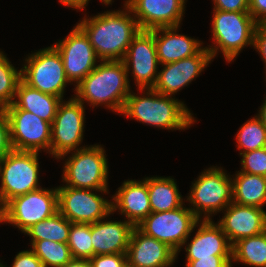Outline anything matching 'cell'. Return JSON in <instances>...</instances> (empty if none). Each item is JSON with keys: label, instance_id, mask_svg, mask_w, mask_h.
Segmentation results:
<instances>
[{"label": "cell", "instance_id": "obj_8", "mask_svg": "<svg viewBox=\"0 0 266 267\" xmlns=\"http://www.w3.org/2000/svg\"><path fill=\"white\" fill-rule=\"evenodd\" d=\"M21 68V79L39 91L64 98L65 88L70 83L65 74L62 58L51 45L29 53Z\"/></svg>", "mask_w": 266, "mask_h": 267}, {"label": "cell", "instance_id": "obj_44", "mask_svg": "<svg viewBox=\"0 0 266 267\" xmlns=\"http://www.w3.org/2000/svg\"><path fill=\"white\" fill-rule=\"evenodd\" d=\"M5 205L3 204L1 198H0V223H5V211H4Z\"/></svg>", "mask_w": 266, "mask_h": 267}, {"label": "cell", "instance_id": "obj_17", "mask_svg": "<svg viewBox=\"0 0 266 267\" xmlns=\"http://www.w3.org/2000/svg\"><path fill=\"white\" fill-rule=\"evenodd\" d=\"M213 61L209 50L203 47L196 55L163 64L153 89L163 95H175L188 86Z\"/></svg>", "mask_w": 266, "mask_h": 267}, {"label": "cell", "instance_id": "obj_30", "mask_svg": "<svg viewBox=\"0 0 266 267\" xmlns=\"http://www.w3.org/2000/svg\"><path fill=\"white\" fill-rule=\"evenodd\" d=\"M31 250L45 267H63L73 258L67 243L41 240L36 241Z\"/></svg>", "mask_w": 266, "mask_h": 267}, {"label": "cell", "instance_id": "obj_3", "mask_svg": "<svg viewBox=\"0 0 266 267\" xmlns=\"http://www.w3.org/2000/svg\"><path fill=\"white\" fill-rule=\"evenodd\" d=\"M138 90L142 95L131 91L121 115L142 124L172 131L186 130L197 122L185 103L175 99V96L163 95L153 88Z\"/></svg>", "mask_w": 266, "mask_h": 267}, {"label": "cell", "instance_id": "obj_1", "mask_svg": "<svg viewBox=\"0 0 266 267\" xmlns=\"http://www.w3.org/2000/svg\"><path fill=\"white\" fill-rule=\"evenodd\" d=\"M123 7L89 18L86 15L77 23L100 60H123L131 41L141 30L128 6Z\"/></svg>", "mask_w": 266, "mask_h": 267}, {"label": "cell", "instance_id": "obj_22", "mask_svg": "<svg viewBox=\"0 0 266 267\" xmlns=\"http://www.w3.org/2000/svg\"><path fill=\"white\" fill-rule=\"evenodd\" d=\"M179 28L180 26H171L152 30L159 65L192 57L203 48L202 41L178 34Z\"/></svg>", "mask_w": 266, "mask_h": 267}, {"label": "cell", "instance_id": "obj_15", "mask_svg": "<svg viewBox=\"0 0 266 267\" xmlns=\"http://www.w3.org/2000/svg\"><path fill=\"white\" fill-rule=\"evenodd\" d=\"M122 61L125 64L128 77L130 73L133 76L137 89L153 88L159 72L154 32L152 30H140L131 41Z\"/></svg>", "mask_w": 266, "mask_h": 267}, {"label": "cell", "instance_id": "obj_45", "mask_svg": "<svg viewBox=\"0 0 266 267\" xmlns=\"http://www.w3.org/2000/svg\"><path fill=\"white\" fill-rule=\"evenodd\" d=\"M101 1V3H103L104 5H112V2L114 1V0H100Z\"/></svg>", "mask_w": 266, "mask_h": 267}, {"label": "cell", "instance_id": "obj_34", "mask_svg": "<svg viewBox=\"0 0 266 267\" xmlns=\"http://www.w3.org/2000/svg\"><path fill=\"white\" fill-rule=\"evenodd\" d=\"M89 261L91 267H128L127 253L94 255Z\"/></svg>", "mask_w": 266, "mask_h": 267}, {"label": "cell", "instance_id": "obj_7", "mask_svg": "<svg viewBox=\"0 0 266 267\" xmlns=\"http://www.w3.org/2000/svg\"><path fill=\"white\" fill-rule=\"evenodd\" d=\"M39 153L12 150L0 158V198L9 200L41 188L39 183Z\"/></svg>", "mask_w": 266, "mask_h": 267}, {"label": "cell", "instance_id": "obj_21", "mask_svg": "<svg viewBox=\"0 0 266 267\" xmlns=\"http://www.w3.org/2000/svg\"><path fill=\"white\" fill-rule=\"evenodd\" d=\"M197 228L191 241L187 245H182V248L185 246L186 260L213 258V255H232V245L213 219L199 220Z\"/></svg>", "mask_w": 266, "mask_h": 267}, {"label": "cell", "instance_id": "obj_11", "mask_svg": "<svg viewBox=\"0 0 266 267\" xmlns=\"http://www.w3.org/2000/svg\"><path fill=\"white\" fill-rule=\"evenodd\" d=\"M85 128V105L74 96L62 100L51 123L50 156H60L87 147L81 146ZM81 146V147H79Z\"/></svg>", "mask_w": 266, "mask_h": 267}, {"label": "cell", "instance_id": "obj_4", "mask_svg": "<svg viewBox=\"0 0 266 267\" xmlns=\"http://www.w3.org/2000/svg\"><path fill=\"white\" fill-rule=\"evenodd\" d=\"M211 45H207L212 59L218 52L230 63L247 46H253L257 22L249 12L213 10Z\"/></svg>", "mask_w": 266, "mask_h": 267}, {"label": "cell", "instance_id": "obj_38", "mask_svg": "<svg viewBox=\"0 0 266 267\" xmlns=\"http://www.w3.org/2000/svg\"><path fill=\"white\" fill-rule=\"evenodd\" d=\"M213 10L249 12V0H212Z\"/></svg>", "mask_w": 266, "mask_h": 267}, {"label": "cell", "instance_id": "obj_24", "mask_svg": "<svg viewBox=\"0 0 266 267\" xmlns=\"http://www.w3.org/2000/svg\"><path fill=\"white\" fill-rule=\"evenodd\" d=\"M62 100L60 97L30 87L21 79L16 88L13 104L19 109L31 112L52 123Z\"/></svg>", "mask_w": 266, "mask_h": 267}, {"label": "cell", "instance_id": "obj_25", "mask_svg": "<svg viewBox=\"0 0 266 267\" xmlns=\"http://www.w3.org/2000/svg\"><path fill=\"white\" fill-rule=\"evenodd\" d=\"M144 180L147 182L151 212L171 211L185 203L172 176L145 177Z\"/></svg>", "mask_w": 266, "mask_h": 267}, {"label": "cell", "instance_id": "obj_42", "mask_svg": "<svg viewBox=\"0 0 266 267\" xmlns=\"http://www.w3.org/2000/svg\"><path fill=\"white\" fill-rule=\"evenodd\" d=\"M63 267H91L89 259L72 258Z\"/></svg>", "mask_w": 266, "mask_h": 267}, {"label": "cell", "instance_id": "obj_13", "mask_svg": "<svg viewBox=\"0 0 266 267\" xmlns=\"http://www.w3.org/2000/svg\"><path fill=\"white\" fill-rule=\"evenodd\" d=\"M3 111L9 120L14 150L38 153L43 150L50 154L51 123L17 108L13 103Z\"/></svg>", "mask_w": 266, "mask_h": 267}, {"label": "cell", "instance_id": "obj_43", "mask_svg": "<svg viewBox=\"0 0 266 267\" xmlns=\"http://www.w3.org/2000/svg\"><path fill=\"white\" fill-rule=\"evenodd\" d=\"M263 104L260 106V110H258V114L256 116L262 121L263 125L266 128V96L264 98Z\"/></svg>", "mask_w": 266, "mask_h": 267}, {"label": "cell", "instance_id": "obj_26", "mask_svg": "<svg viewBox=\"0 0 266 267\" xmlns=\"http://www.w3.org/2000/svg\"><path fill=\"white\" fill-rule=\"evenodd\" d=\"M232 175L233 202L262 208L266 204V176L236 171Z\"/></svg>", "mask_w": 266, "mask_h": 267}, {"label": "cell", "instance_id": "obj_28", "mask_svg": "<svg viewBox=\"0 0 266 267\" xmlns=\"http://www.w3.org/2000/svg\"><path fill=\"white\" fill-rule=\"evenodd\" d=\"M71 222L59 212L49 218L32 225L24 234L30 236V246L36 241L51 240L67 243Z\"/></svg>", "mask_w": 266, "mask_h": 267}, {"label": "cell", "instance_id": "obj_5", "mask_svg": "<svg viewBox=\"0 0 266 267\" xmlns=\"http://www.w3.org/2000/svg\"><path fill=\"white\" fill-rule=\"evenodd\" d=\"M225 171L223 167L212 166L192 182L185 201L200 220L212 219V215L233 202V180Z\"/></svg>", "mask_w": 266, "mask_h": 267}, {"label": "cell", "instance_id": "obj_23", "mask_svg": "<svg viewBox=\"0 0 266 267\" xmlns=\"http://www.w3.org/2000/svg\"><path fill=\"white\" fill-rule=\"evenodd\" d=\"M101 219L91 224L93 256L101 254L127 253L134 226L126 220Z\"/></svg>", "mask_w": 266, "mask_h": 267}, {"label": "cell", "instance_id": "obj_9", "mask_svg": "<svg viewBox=\"0 0 266 267\" xmlns=\"http://www.w3.org/2000/svg\"><path fill=\"white\" fill-rule=\"evenodd\" d=\"M184 205L185 203L171 211L151 212L136 227L145 235L168 245L178 257L182 245L189 242L191 233L200 220L190 208Z\"/></svg>", "mask_w": 266, "mask_h": 267}, {"label": "cell", "instance_id": "obj_16", "mask_svg": "<svg viewBox=\"0 0 266 267\" xmlns=\"http://www.w3.org/2000/svg\"><path fill=\"white\" fill-rule=\"evenodd\" d=\"M187 0H125L141 30L180 26Z\"/></svg>", "mask_w": 266, "mask_h": 267}, {"label": "cell", "instance_id": "obj_6", "mask_svg": "<svg viewBox=\"0 0 266 267\" xmlns=\"http://www.w3.org/2000/svg\"><path fill=\"white\" fill-rule=\"evenodd\" d=\"M106 151L94 144L60 156L64 160L62 182L65 186L92 190H109V167ZM71 154V155H69Z\"/></svg>", "mask_w": 266, "mask_h": 267}, {"label": "cell", "instance_id": "obj_39", "mask_svg": "<svg viewBox=\"0 0 266 267\" xmlns=\"http://www.w3.org/2000/svg\"><path fill=\"white\" fill-rule=\"evenodd\" d=\"M252 47H254V50L256 49L260 57H262L266 71V23L257 24Z\"/></svg>", "mask_w": 266, "mask_h": 267}, {"label": "cell", "instance_id": "obj_37", "mask_svg": "<svg viewBox=\"0 0 266 267\" xmlns=\"http://www.w3.org/2000/svg\"><path fill=\"white\" fill-rule=\"evenodd\" d=\"M0 264L3 267H7L6 265L1 262ZM11 267H45L41 260L35 255V253L29 250H23L17 253L14 257L13 264Z\"/></svg>", "mask_w": 266, "mask_h": 267}, {"label": "cell", "instance_id": "obj_20", "mask_svg": "<svg viewBox=\"0 0 266 267\" xmlns=\"http://www.w3.org/2000/svg\"><path fill=\"white\" fill-rule=\"evenodd\" d=\"M111 200L112 213L118 211L134 227L151 213L147 182L144 179L123 181Z\"/></svg>", "mask_w": 266, "mask_h": 267}, {"label": "cell", "instance_id": "obj_2", "mask_svg": "<svg viewBox=\"0 0 266 267\" xmlns=\"http://www.w3.org/2000/svg\"><path fill=\"white\" fill-rule=\"evenodd\" d=\"M125 64L122 60H100L77 86L74 97L83 105L104 106L121 114L131 86Z\"/></svg>", "mask_w": 266, "mask_h": 267}, {"label": "cell", "instance_id": "obj_12", "mask_svg": "<svg viewBox=\"0 0 266 267\" xmlns=\"http://www.w3.org/2000/svg\"><path fill=\"white\" fill-rule=\"evenodd\" d=\"M5 223L22 233L58 212L57 187L39 188L17 196L5 204Z\"/></svg>", "mask_w": 266, "mask_h": 267}, {"label": "cell", "instance_id": "obj_18", "mask_svg": "<svg viewBox=\"0 0 266 267\" xmlns=\"http://www.w3.org/2000/svg\"><path fill=\"white\" fill-rule=\"evenodd\" d=\"M222 212L224 215L217 224L231 245L266 231V211L262 208L232 202Z\"/></svg>", "mask_w": 266, "mask_h": 267}, {"label": "cell", "instance_id": "obj_10", "mask_svg": "<svg viewBox=\"0 0 266 267\" xmlns=\"http://www.w3.org/2000/svg\"><path fill=\"white\" fill-rule=\"evenodd\" d=\"M96 192L110 193L109 190L73 188L64 184L57 187L58 212L71 223L92 224L109 217L113 214L112 200Z\"/></svg>", "mask_w": 266, "mask_h": 267}, {"label": "cell", "instance_id": "obj_31", "mask_svg": "<svg viewBox=\"0 0 266 267\" xmlns=\"http://www.w3.org/2000/svg\"><path fill=\"white\" fill-rule=\"evenodd\" d=\"M20 80L21 69L15 68L0 50V110H4L13 103Z\"/></svg>", "mask_w": 266, "mask_h": 267}, {"label": "cell", "instance_id": "obj_36", "mask_svg": "<svg viewBox=\"0 0 266 267\" xmlns=\"http://www.w3.org/2000/svg\"><path fill=\"white\" fill-rule=\"evenodd\" d=\"M12 150L9 120L6 113L0 110V158Z\"/></svg>", "mask_w": 266, "mask_h": 267}, {"label": "cell", "instance_id": "obj_40", "mask_svg": "<svg viewBox=\"0 0 266 267\" xmlns=\"http://www.w3.org/2000/svg\"><path fill=\"white\" fill-rule=\"evenodd\" d=\"M249 13L258 23H266V0H249Z\"/></svg>", "mask_w": 266, "mask_h": 267}, {"label": "cell", "instance_id": "obj_41", "mask_svg": "<svg viewBox=\"0 0 266 267\" xmlns=\"http://www.w3.org/2000/svg\"><path fill=\"white\" fill-rule=\"evenodd\" d=\"M89 1L90 0H59L62 6H67V8L71 7L72 10L76 9L77 11L86 8L85 6L88 5Z\"/></svg>", "mask_w": 266, "mask_h": 267}, {"label": "cell", "instance_id": "obj_29", "mask_svg": "<svg viewBox=\"0 0 266 267\" xmlns=\"http://www.w3.org/2000/svg\"><path fill=\"white\" fill-rule=\"evenodd\" d=\"M235 137L240 154L266 147V128L256 115L244 122Z\"/></svg>", "mask_w": 266, "mask_h": 267}, {"label": "cell", "instance_id": "obj_19", "mask_svg": "<svg viewBox=\"0 0 266 267\" xmlns=\"http://www.w3.org/2000/svg\"><path fill=\"white\" fill-rule=\"evenodd\" d=\"M177 253L165 243L134 227L127 250L128 267H171Z\"/></svg>", "mask_w": 266, "mask_h": 267}, {"label": "cell", "instance_id": "obj_14", "mask_svg": "<svg viewBox=\"0 0 266 267\" xmlns=\"http://www.w3.org/2000/svg\"><path fill=\"white\" fill-rule=\"evenodd\" d=\"M60 54L70 84L77 86L100 62L88 36L76 24L62 40L52 45ZM98 62V63H97Z\"/></svg>", "mask_w": 266, "mask_h": 267}, {"label": "cell", "instance_id": "obj_27", "mask_svg": "<svg viewBox=\"0 0 266 267\" xmlns=\"http://www.w3.org/2000/svg\"><path fill=\"white\" fill-rule=\"evenodd\" d=\"M253 267H266V231L238 240L232 245V261Z\"/></svg>", "mask_w": 266, "mask_h": 267}, {"label": "cell", "instance_id": "obj_32", "mask_svg": "<svg viewBox=\"0 0 266 267\" xmlns=\"http://www.w3.org/2000/svg\"><path fill=\"white\" fill-rule=\"evenodd\" d=\"M67 244L73 258H92L93 246L91 243V224L71 223Z\"/></svg>", "mask_w": 266, "mask_h": 267}, {"label": "cell", "instance_id": "obj_33", "mask_svg": "<svg viewBox=\"0 0 266 267\" xmlns=\"http://www.w3.org/2000/svg\"><path fill=\"white\" fill-rule=\"evenodd\" d=\"M241 172L266 176V147L241 153Z\"/></svg>", "mask_w": 266, "mask_h": 267}, {"label": "cell", "instance_id": "obj_35", "mask_svg": "<svg viewBox=\"0 0 266 267\" xmlns=\"http://www.w3.org/2000/svg\"><path fill=\"white\" fill-rule=\"evenodd\" d=\"M232 255H213V258L186 260V267H232Z\"/></svg>", "mask_w": 266, "mask_h": 267}]
</instances>
